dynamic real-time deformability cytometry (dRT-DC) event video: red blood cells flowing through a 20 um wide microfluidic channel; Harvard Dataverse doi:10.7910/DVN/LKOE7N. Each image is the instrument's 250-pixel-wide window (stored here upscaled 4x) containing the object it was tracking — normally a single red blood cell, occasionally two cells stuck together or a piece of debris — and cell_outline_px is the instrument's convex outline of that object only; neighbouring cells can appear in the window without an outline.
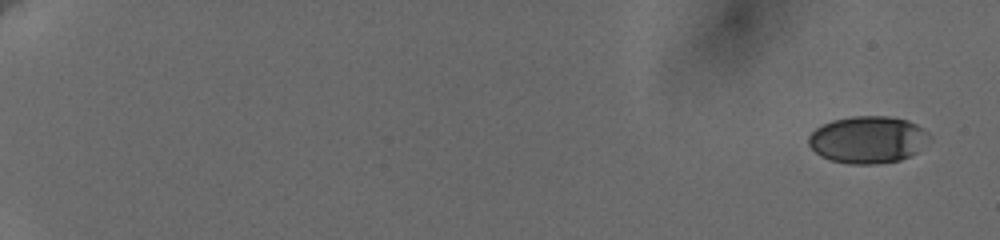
{"species": "human", "species_latin": "Homo sapiens", "temperature_condition": "cold", "stored_images_in_passage": 11, "camera_frame_rate_fps": 3000, "um_per_image_px": 0.085, "donor": {"sex": "female"}, "frame": {"image": 1, "passage_image": 1, "time_ms": 0.0, "image_size_px": [1000, 240], "cell_outline_px": [[928, 136], [916, 152], [900, 160], [876, 164], [848, 164], [828, 160], [820, 156], [808, 144], [808, 136], [816, 128], [832, 120], [852, 116], [888, 116], [908, 120], [924, 128], [928, 132]], "centroid_in_image_um": [73.71, 11.87], "position_along_channel_um": 11.3, "area_um2": 33.0}}
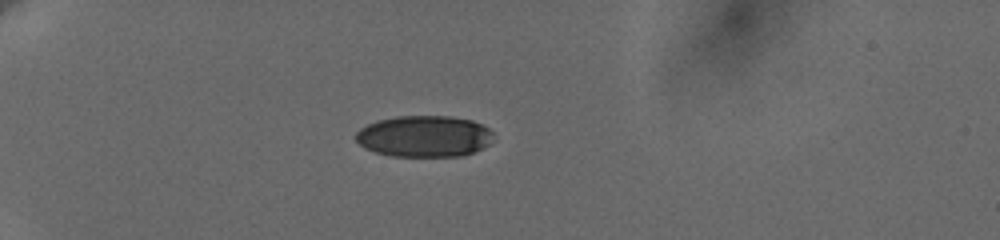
{"frame": {"image": 2, "passage_image": 7, "time_ms": 5.667, "image_size_px": [1000, 240], "cell_outline_px": [[492, 132], [488, 144], [464, 156], [392, 156], [376, 152], [364, 148], [356, 140], [356, 132], [360, 128], [376, 120], [396, 116], [448, 116], [472, 120], [488, 128]], "centroid_in_image_um": [36.01, 11.58], "position_along_channel_um": 49.0, "area_um2": 33.0}}
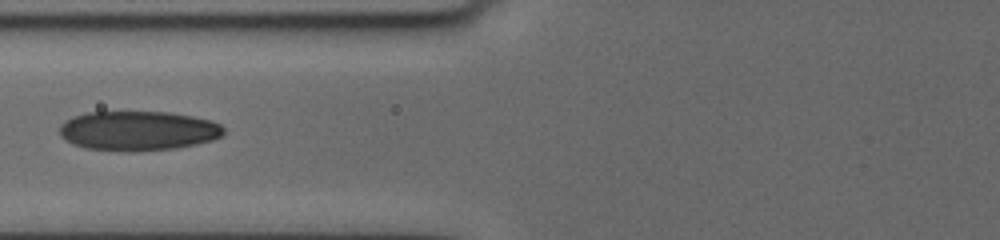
{"frame": {"image": 3, "passage_image": 10, "time_ms": 8.667, "image_size_px": [1000, 240], "cell_outline_px": [[224, 132], [220, 136], [212, 140], [196, 144], [172, 148], [88, 148], [72, 144], [60, 136], [60, 124], [64, 120], [72, 116], [88, 112], [172, 112], [212, 120], [220, 124], [224, 128]], "centroid_in_image_um": [11.74, 11.05], "position_along_channel_um": 114.1, "area_um2": 36.7}}